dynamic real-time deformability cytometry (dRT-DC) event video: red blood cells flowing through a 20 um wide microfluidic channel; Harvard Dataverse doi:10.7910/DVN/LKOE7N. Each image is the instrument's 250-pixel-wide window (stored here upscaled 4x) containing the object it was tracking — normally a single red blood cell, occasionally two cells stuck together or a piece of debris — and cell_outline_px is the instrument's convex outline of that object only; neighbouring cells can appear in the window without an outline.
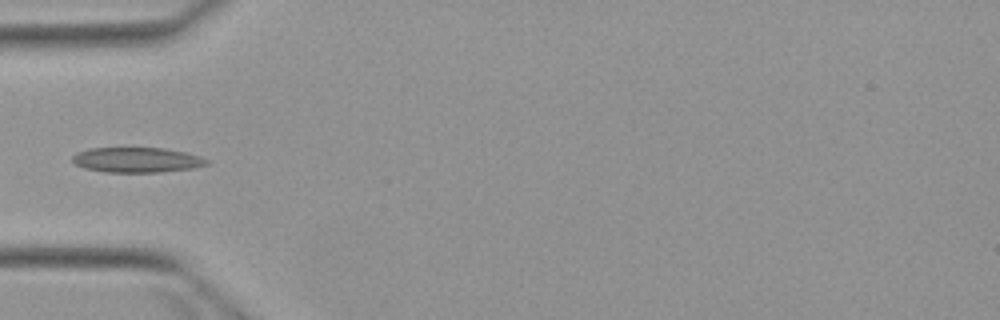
{"species": "Egyptian fruit bat (a non-hibernating species)", "species_latin": "Rousettus aegyptiacus", "temperature_condition": "warm", "stored_images_in_passage": 4, "camera_frame_rate_fps": 3000, "um_per_image_px": 0.085, "animal": {"sex": "female"}, "frame": {"image": 1, "passage_image": 3, "time_ms": 2.333, "image_size_px": [1000, 320], "cell_outline_px": [[208, 164], [192, 168], [160, 172], [104, 172], [84, 168], [76, 164], [72, 160], [72, 156], [80, 152], [92, 148], [164, 148], [184, 152], [200, 156], [208, 160]], "centroid_in_image_um": [11.64, 13.6], "position_along_channel_um": 73.4, "area_um2": 19.42}}
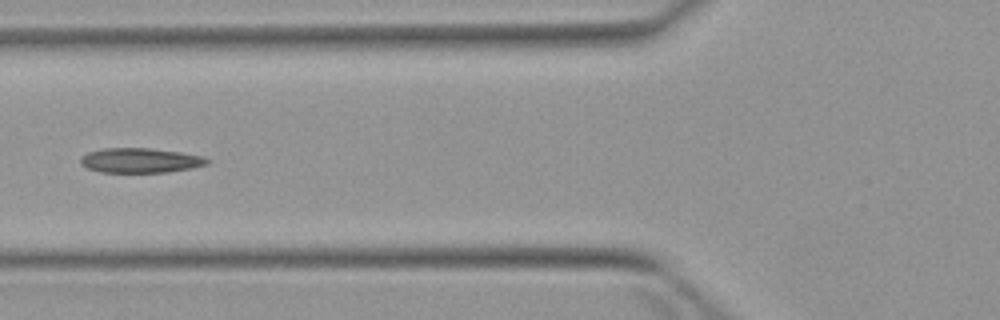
{"frame": {"image": 2, "passage_image": 4, "time_ms": 3.333, "image_size_px": [1000, 320], "cell_outline_px": [[208, 164], [192, 168], [168, 172], [100, 172], [88, 168], [80, 164], [80, 156], [88, 152], [104, 148], [148, 148], [180, 152], [204, 156], [208, 160]], "centroid_in_image_um": [11.91, 13.63], "position_along_channel_um": 113.9, "area_um2": 18.26}}